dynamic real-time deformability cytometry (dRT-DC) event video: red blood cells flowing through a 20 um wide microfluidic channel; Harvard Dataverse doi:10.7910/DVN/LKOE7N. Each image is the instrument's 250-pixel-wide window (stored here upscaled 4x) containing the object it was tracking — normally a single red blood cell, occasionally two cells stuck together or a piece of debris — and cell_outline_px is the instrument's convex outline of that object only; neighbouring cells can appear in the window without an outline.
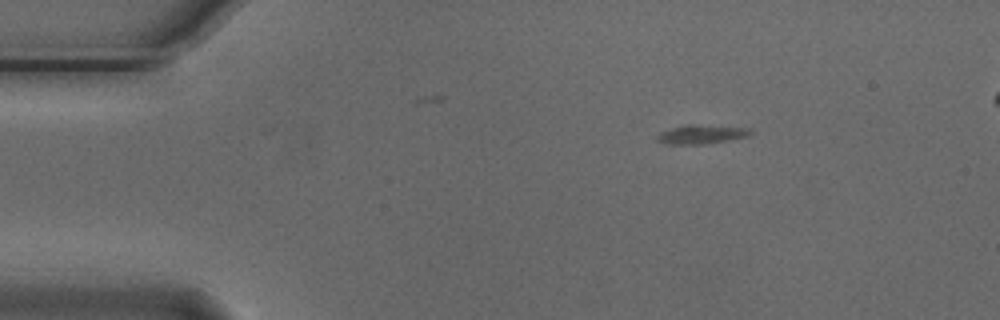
{"species": "Egyptian fruit bat (a non-hibernating species)", "species_latin": "Rousettus aegyptiacus", "temperature_condition": "cold", "stored_images_in_passage": 6, "segment_of_instrument_passage": [1, 2], "camera_frame_rate_fps": 3000, "um_per_image_px": 0.085, "animal": {"sex": "male"}, "frame": {"image": 1, "passage_image": 3, "time_ms": 0.667, "image_size_px": [1000, 320], "cell_outline_px": [[752, 132], [748, 136], [700, 144], [668, 144], [656, 140], [656, 136], [660, 132], [672, 128], [688, 124], [696, 124], [748, 128]], "centroid_in_image_um": [59.56, 11.4], "position_along_channel_um": 25.4, "area_um2": 10.06}}